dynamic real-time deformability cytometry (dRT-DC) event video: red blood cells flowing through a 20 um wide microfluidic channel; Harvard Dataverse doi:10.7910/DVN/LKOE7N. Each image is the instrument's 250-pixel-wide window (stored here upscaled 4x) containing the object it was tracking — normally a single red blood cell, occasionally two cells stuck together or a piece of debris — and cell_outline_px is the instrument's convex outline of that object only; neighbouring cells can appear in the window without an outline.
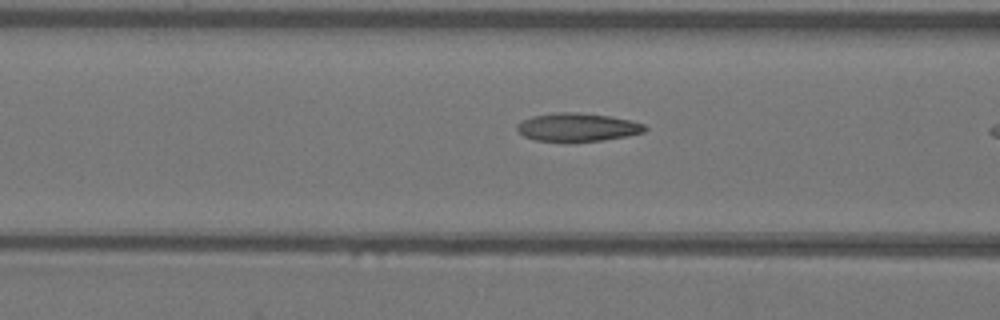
{"species": "Egyptian fruit bat (a non-hibernating species)", "species_latin": "Rousettus aegyptiacus", "temperature_condition": "warm", "stored_images_in_passage": 5, "camera_frame_rate_fps": 3000, "um_per_image_px": 0.085, "animal": {"sex": "female"}, "frame": {"image": 1, "passage_image": 4, "time_ms": 1.0, "image_size_px": [1000, 320], "cell_outline_px": [[648, 128], [644, 132], [628, 136], [604, 140], [536, 140], [524, 136], [516, 128], [516, 124], [532, 116], [552, 112], [576, 112], [608, 116], [628, 120], [644, 124]], "centroid_in_image_um": [49.09, 10.79], "position_along_channel_um": 117.5, "area_um2": 20.63}}